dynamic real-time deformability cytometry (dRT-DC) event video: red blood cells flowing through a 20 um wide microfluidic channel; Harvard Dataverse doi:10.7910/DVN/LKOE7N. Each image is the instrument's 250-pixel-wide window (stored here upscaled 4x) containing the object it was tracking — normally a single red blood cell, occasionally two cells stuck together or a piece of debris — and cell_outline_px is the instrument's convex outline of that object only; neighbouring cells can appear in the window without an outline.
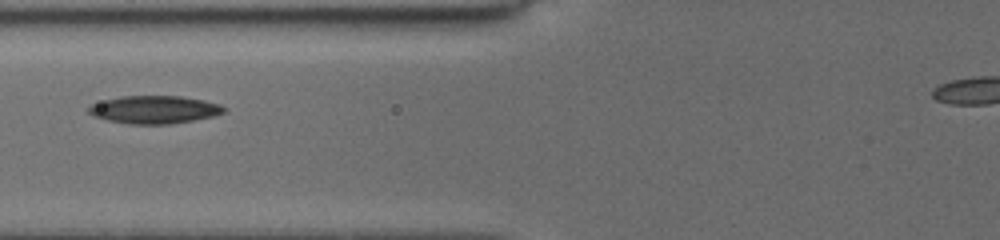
{"species": "common noctule bat (a hibernating species)", "species_latin": "Nyctalus noctula", "temperature_condition": "cold", "stored_images_in_passage": 8, "camera_frame_rate_fps": 3000, "um_per_image_px": 0.085, "animal": {"sex": "female", "body_mass_g": 19.5, "forearm_length_mm": 54.1}, "frame": {"image": 1, "passage_image": 8, "time_ms": 5.0, "image_size_px": [1000, 240], "cell_outline_px": [[224, 112], [212, 116], [192, 120], [168, 124], [128, 124], [108, 120], [92, 116], [88, 112], [88, 104], [120, 96], [180, 96], [204, 100], [220, 104], [224, 108]], "centroid_in_image_um": [13.05, 9.31], "position_along_channel_um": 112.7, "area_um2": 21.91}}